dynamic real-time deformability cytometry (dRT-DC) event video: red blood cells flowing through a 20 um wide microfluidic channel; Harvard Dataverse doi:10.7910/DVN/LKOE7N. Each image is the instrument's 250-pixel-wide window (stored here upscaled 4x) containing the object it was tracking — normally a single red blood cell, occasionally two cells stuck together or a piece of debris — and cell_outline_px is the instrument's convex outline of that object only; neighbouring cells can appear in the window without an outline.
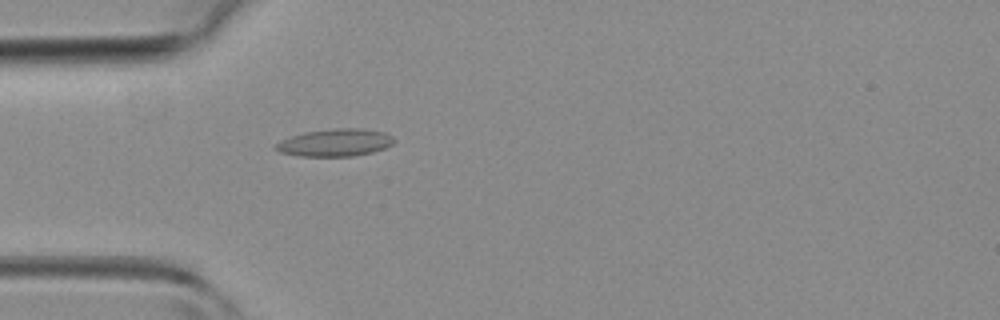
{"species": "common noctule bat (a hibernating species)", "species_latin": "Nyctalus noctula", "temperature_condition": "room temperature", "stored_images_in_passage": 44, "camera_frame_rate_fps": 3000, "um_per_image_px": 0.085, "animal": {"sex": "female", "body_mass_g": 19.3, "forearm_length_mm": 54.1}, "frame": {"image": 1, "passage_image": 12, "time_ms": 3.667, "image_size_px": [1000, 320], "cell_outline_px": [[396, 140], [392, 144], [384, 148], [372, 152], [352, 156], [300, 156], [280, 152], [272, 148], [280, 140], [304, 132], [336, 128], [356, 128], [384, 132], [392, 136]], "centroid_in_image_um": [28.47, 12.12], "position_along_channel_um": 56.5, "area_um2": 18.84}}
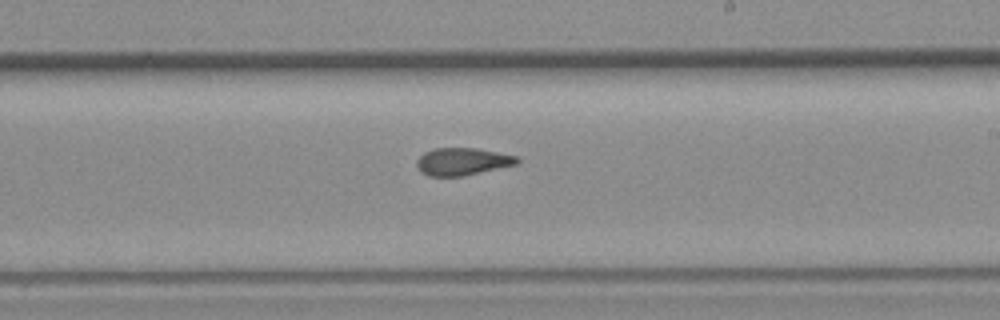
{"frame": {"image": 2, "passage_image": 25, "time_ms": 8.0, "image_size_px": [1000, 320], "cell_outline_px": [[520, 164], [464, 176], [428, 176], [420, 172], [416, 168], [416, 160], [424, 152], [432, 148], [476, 148], [516, 156], [520, 160]], "centroid_in_image_um": [39.29, 13.74], "position_along_channel_um": 249.7, "area_um2": 16.3}}
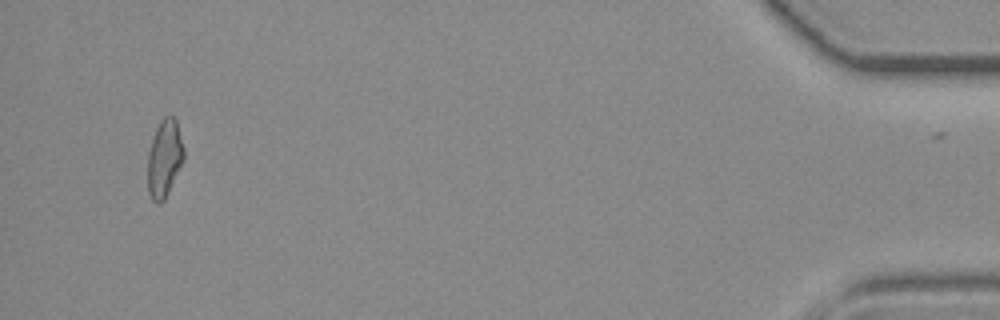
{"frame": {"image": 3, "passage_image": 42, "time_ms": 13.667, "image_size_px": [1000, 320], "cell_outline_px": [[184, 160], [164, 200], [160, 204], [156, 204], [152, 200], [148, 192], [148, 152], [156, 128], [160, 120], [164, 116], [172, 116], [176, 120], [184, 148]], "centroid_in_image_um": [13.97, 13.48], "position_along_channel_um": 421.2, "area_um2": 16.3}}